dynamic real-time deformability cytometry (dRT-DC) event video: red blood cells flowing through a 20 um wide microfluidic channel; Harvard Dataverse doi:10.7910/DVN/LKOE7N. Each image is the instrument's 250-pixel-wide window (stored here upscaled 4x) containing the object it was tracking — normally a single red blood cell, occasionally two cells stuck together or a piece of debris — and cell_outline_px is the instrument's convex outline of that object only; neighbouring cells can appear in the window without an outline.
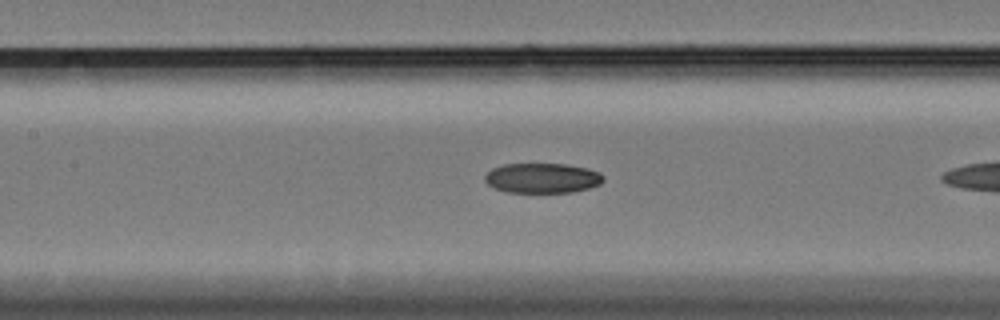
{"species": "Egyptian fruit bat (a non-hibernating species)", "species_latin": "Rousettus aegyptiacus", "temperature_condition": "cold", "stored_images_in_passage": 19, "camera_frame_rate_fps": 3000, "um_per_image_px": 0.085, "animal": {"sex": "female"}, "frame": {"image": 1, "passage_image": 10, "time_ms": 3.0, "image_size_px": [1000, 320], "cell_outline_px": [[604, 180], [600, 184], [588, 188], [572, 192], [508, 192], [496, 188], [488, 184], [484, 180], [484, 176], [492, 168], [504, 164], [568, 164], [588, 168], [600, 172], [604, 176]], "centroid_in_image_um": [46.12, 15.13], "position_along_channel_um": 161.3, "area_um2": 20.69}}
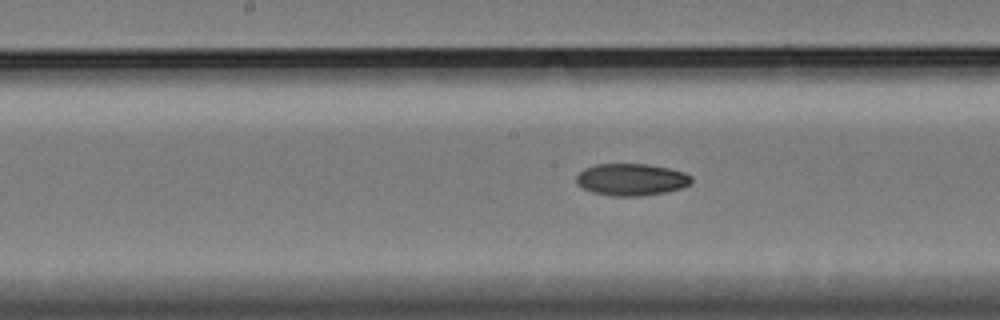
{"frame": {"image": 2, "passage_image": 13, "time_ms": 4.0, "image_size_px": [1000, 320], "cell_outline_px": [[692, 180], [688, 184], [680, 188], [664, 192], [640, 196], [616, 196], [592, 192], [576, 184], [576, 176], [584, 168], [596, 164], [648, 164], [668, 168], [684, 172], [692, 176]], "centroid_in_image_um": [53.64, 15.25], "position_along_channel_um": 194.6, "area_um2": 21.33}}
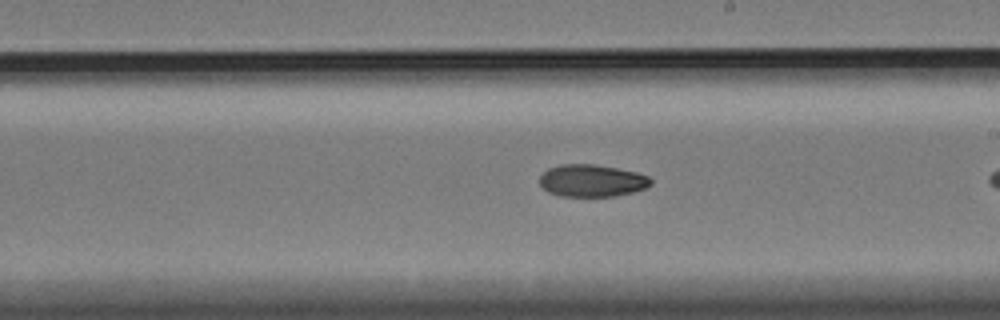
{"frame": {"image": 3, "passage_image": 17, "time_ms": 5.333, "image_size_px": [1000, 320], "cell_outline_px": [[652, 184], [644, 188], [632, 192], [616, 196], [560, 196], [548, 192], [540, 184], [540, 176], [548, 168], [560, 164], [596, 164], [636, 172], [648, 176], [652, 180]], "centroid_in_image_um": [50.3, 15.35], "position_along_channel_um": 238.7, "area_um2": 20.87}}